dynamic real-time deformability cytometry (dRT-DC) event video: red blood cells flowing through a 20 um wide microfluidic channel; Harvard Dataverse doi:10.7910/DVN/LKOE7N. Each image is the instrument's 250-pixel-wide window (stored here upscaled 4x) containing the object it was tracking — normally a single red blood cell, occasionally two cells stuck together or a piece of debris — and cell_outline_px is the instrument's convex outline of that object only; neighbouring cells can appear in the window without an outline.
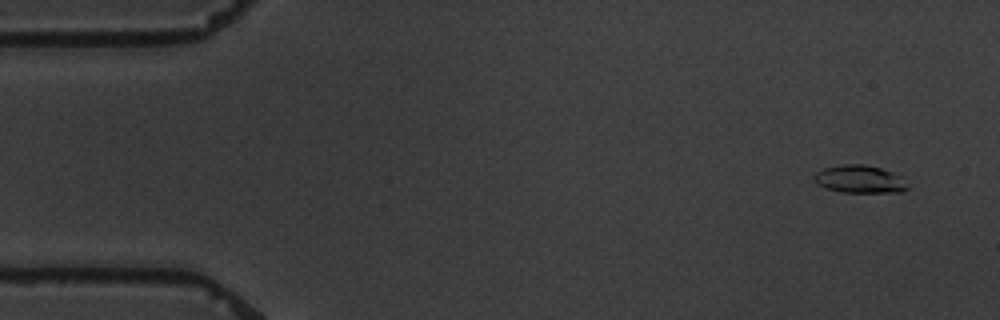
{"species": "common noctule bat (a hibernating species)", "species_latin": "Nyctalus noctula", "temperature_condition": "warm", "stored_images_in_passage": 14, "camera_frame_rate_fps": 3000, "um_per_image_px": 0.085, "animal": {"sex": "male", "body_mass_g": 19.5, "forearm_length_mm": 54.6}, "frame": {"image": 1, "passage_image": 1, "time_ms": 0.0, "image_size_px": [1000, 320], "cell_outline_px": [[908, 188], [900, 192], [840, 192], [824, 188], [816, 184], [812, 176], [816, 172], [824, 168], [840, 164], [864, 164], [880, 168], [892, 172], [900, 176], [908, 184]], "centroid_in_image_um": [73.03, 15.23], "position_along_channel_um": 12.0, "area_um2": 15.26}}
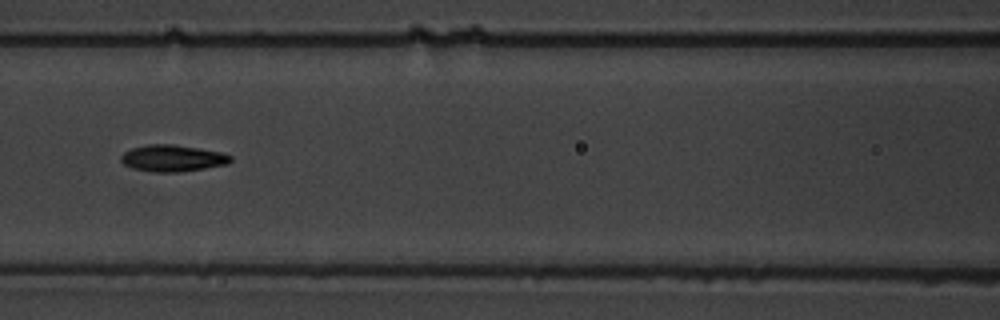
{"frame": {"image": 2, "passage_image": 6, "time_ms": 7.333, "image_size_px": [1000, 320], "cell_outline_px": [[232, 160], [228, 164], [180, 172], [152, 172], [132, 168], [124, 164], [120, 160], [120, 156], [124, 152], [132, 148], [148, 144], [172, 144], [200, 148], [224, 152], [232, 156]], "centroid_in_image_um": [14.68, 13.44], "position_along_channel_um": 151.9, "area_um2": 17.17}}
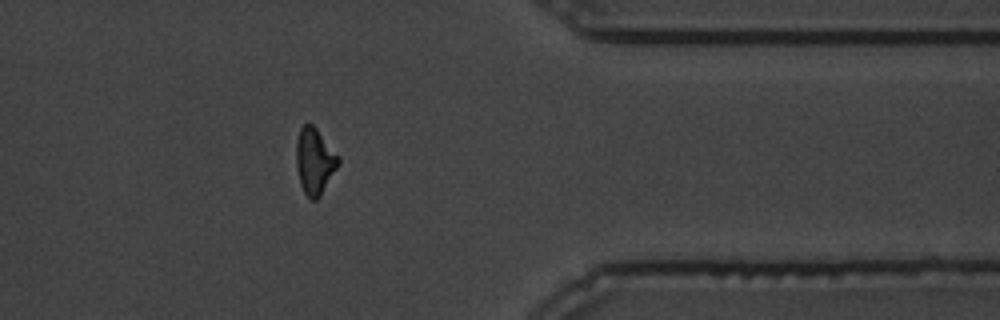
{"frame": {"image": 3, "passage_image": 12, "time_ms": 14.667, "image_size_px": [1000, 320], "cell_outline_px": [[340, 164], [320, 196], [316, 200], [312, 200], [304, 192], [300, 184], [296, 164], [296, 140], [300, 128], [304, 124], [312, 124], [316, 128], [340, 156]], "centroid_in_image_um": [26.76, 13.69], "position_along_channel_um": 384.6, "area_um2": 16.36}, "authors_computed_cell_mechanics": {"area_um2": 16.184, "velocity_mm_per_s": 3.4137, "shape_relaxation_time_tau1_ms": 4.3907, "shape_relaxation_time_tau2_ms": 4.2143, "deformation_change_tau1": 0.1592, "deformation_change_tau2": 0.1018}}